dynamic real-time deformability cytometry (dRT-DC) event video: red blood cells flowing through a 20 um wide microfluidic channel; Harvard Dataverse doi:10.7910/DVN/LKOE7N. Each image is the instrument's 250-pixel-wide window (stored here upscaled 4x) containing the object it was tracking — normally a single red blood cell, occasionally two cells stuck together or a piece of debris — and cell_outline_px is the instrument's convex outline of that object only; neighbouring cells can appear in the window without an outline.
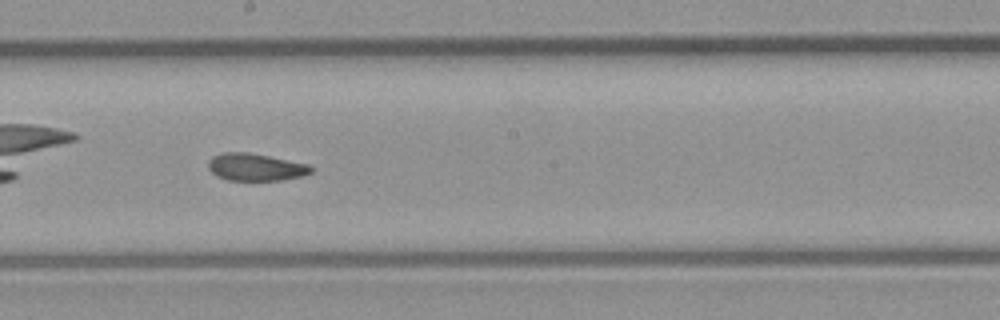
{"species": "common noctule bat (a hibernating species)", "species_latin": "Nyctalus noctula", "temperature_condition": "room temperature", "stored_images_in_passage": 38, "camera_frame_rate_fps": 3000, "um_per_image_px": 0.085, "animal": {"sex": "male", "body_mass_g": 23.1, "forearm_length_mm": 52.7}, "frame": {"image": 1, "passage_image": 17, "time_ms": 5.333, "image_size_px": [1000, 320], "cell_outline_px": [[312, 172], [304, 176], [284, 180], [228, 180], [216, 176], [208, 168], [208, 160], [212, 156], [224, 152], [248, 152], [308, 164], [312, 168]], "centroid_in_image_um": [21.71, 14.21], "position_along_channel_um": 226.5, "area_um2": 16.42}, "authors_computed_cell_mechanics": {"area_um2": 16.9354, "velocity_mm_per_s": 4.2559, "shape_relaxation_time_tau1_ms": 10.5704, "shape_relaxation_time_tau2_ms": 2.6394, "deformation_change_tau1": 0.212, "deformation_change_tau2": 0.0747}}